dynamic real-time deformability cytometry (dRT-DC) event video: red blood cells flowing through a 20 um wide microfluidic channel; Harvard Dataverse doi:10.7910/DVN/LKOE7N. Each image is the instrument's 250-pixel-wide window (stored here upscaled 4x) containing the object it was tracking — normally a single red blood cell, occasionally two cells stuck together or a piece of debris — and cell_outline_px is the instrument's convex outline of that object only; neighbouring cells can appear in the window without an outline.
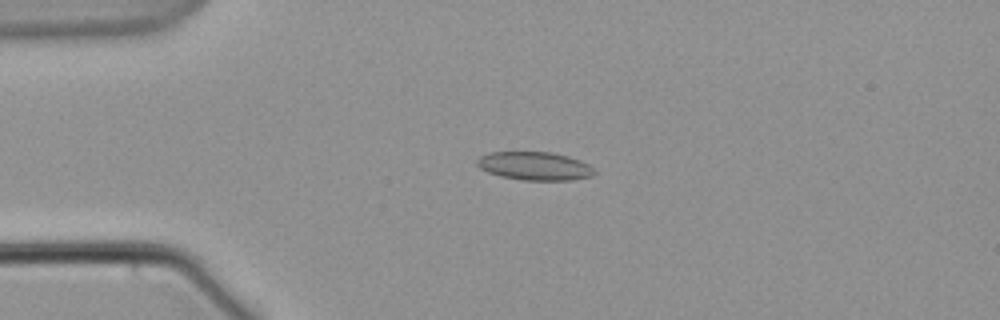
{"species": "common noctule bat (a hibernating species)", "species_latin": "Nyctalus noctula", "temperature_condition": "warm", "stored_images_in_passage": 59, "camera_frame_rate_fps": 3000, "um_per_image_px": 0.085, "animal": {"sex": "male", "body_mass_g": 21.5, "forearm_length_mm": 52.0}, "frame": {"image": 1, "passage_image": 15, "time_ms": 4.667, "image_size_px": [1000, 320], "cell_outline_px": [[596, 172], [592, 176], [572, 180], [524, 180], [500, 176], [488, 172], [480, 168], [476, 164], [476, 160], [480, 156], [488, 152], [552, 152], [568, 156], [580, 160], [588, 164]], "centroid_in_image_um": [45.43, 14.11], "position_along_channel_um": 39.6, "area_um2": 19.42}}
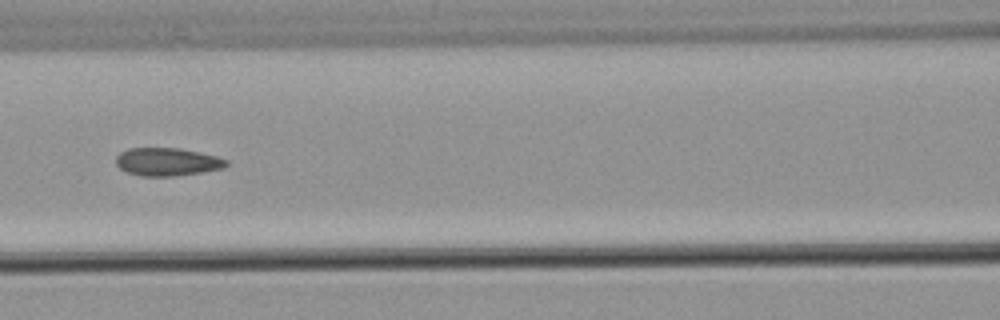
{"frame": {"image": 2, "passage_image": 27, "time_ms": 8.667, "image_size_px": [1000, 320], "cell_outline_px": [[228, 164], [224, 168], [176, 176], [140, 176], [124, 172], [116, 164], [116, 156], [120, 152], [128, 148], [180, 148], [216, 156], [228, 160]], "centroid_in_image_um": [14.18, 13.76], "position_along_channel_um": 152.4, "area_um2": 18.09}}
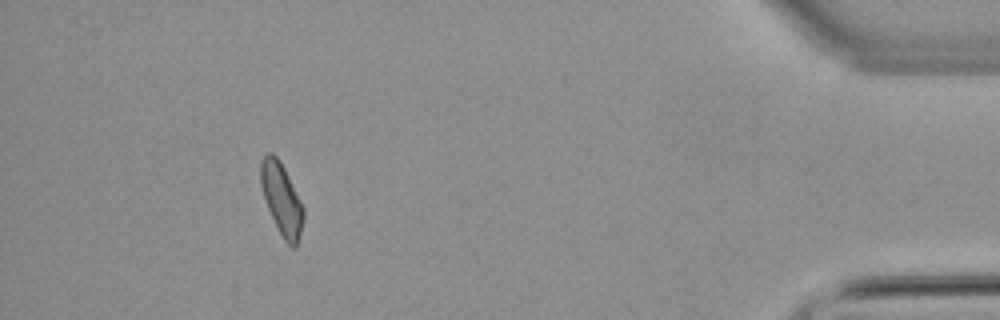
{"frame": {"image": 3, "passage_image": 54, "time_ms": 17.667, "image_size_px": [1000, 320], "cell_outline_px": [[304, 216], [296, 248], [292, 248], [284, 240], [268, 208], [260, 184], [260, 160], [268, 152], [272, 152], [280, 160], [304, 208]], "centroid_in_image_um": [23.93, 16.89], "position_along_channel_um": 411.3, "area_um2": 17.57}}